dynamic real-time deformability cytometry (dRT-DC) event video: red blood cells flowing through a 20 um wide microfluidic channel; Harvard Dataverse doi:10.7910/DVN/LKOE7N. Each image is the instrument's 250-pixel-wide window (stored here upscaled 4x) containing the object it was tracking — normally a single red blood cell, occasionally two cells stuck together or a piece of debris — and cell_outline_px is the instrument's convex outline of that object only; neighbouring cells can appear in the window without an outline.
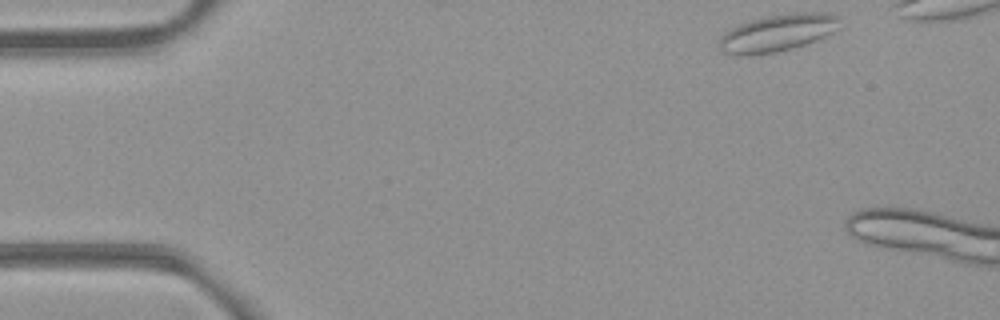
{"species": "common noctule bat (a hibernating species)", "species_latin": "Nyctalus noctula", "temperature_condition": "room temperature", "stored_images_in_passage": 4, "camera_frame_rate_fps": 3000, "um_per_image_px": 0.085, "animal": {"sex": "female", "body_mass_g": 21.9}, "frame": {"image": 1, "passage_image": 1, "time_ms": 0.0, "image_size_px": [1000, 320], "cell_outline_px": [[840, 28], [816, 40], [792, 48], [776, 52], [752, 56], [740, 56], [720, 52], [716, 48], [716, 44], [724, 32], [748, 20], [764, 16], [796, 12], [824, 12], [840, 16]], "centroid_in_image_um": [66.04, 2.8], "position_along_channel_um": 19.0, "area_um2": 26.7}}